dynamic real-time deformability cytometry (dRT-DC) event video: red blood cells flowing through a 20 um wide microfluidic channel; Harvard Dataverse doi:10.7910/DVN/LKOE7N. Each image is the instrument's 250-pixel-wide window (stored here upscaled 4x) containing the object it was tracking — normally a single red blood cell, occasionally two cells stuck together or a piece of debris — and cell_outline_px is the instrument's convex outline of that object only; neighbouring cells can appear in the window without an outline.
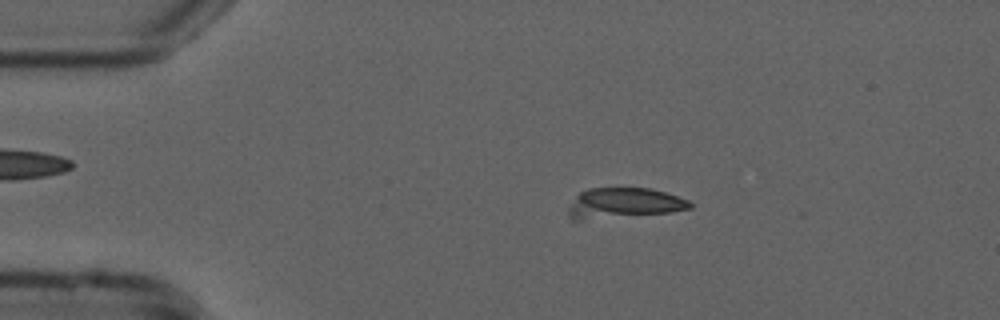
{"species": "common noctule bat (a hibernating species)", "species_latin": "Nyctalus noctula", "temperature_condition": "cold", "stored_images_in_passage": 53, "camera_frame_rate_fps": 3000, "um_per_image_px": 0.085, "animal": {"sex": "male", "forearm_length_mm": 52.5}, "frame": {"image": 1, "passage_image": 9, "time_ms": 2.667, "image_size_px": [1000, 320], "cell_outline_px": [[692, 208], [672, 212], [580, 220], [572, 220], [568, 216], [568, 208], [576, 196], [580, 192], [588, 188], [652, 188], [688, 200], [692, 204]], "centroid_in_image_um": [53.01, 17.27], "position_along_channel_um": 32.0, "area_um2": 21.44}}
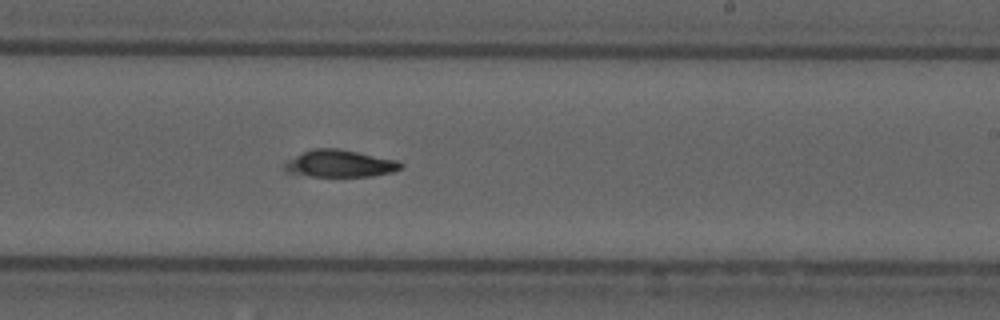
{"frame": {"image": 2, "passage_image": 31, "time_ms": 10.0, "image_size_px": [1000, 320], "cell_outline_px": [[404, 168], [392, 172], [372, 176], [312, 176], [284, 172], [284, 160], [312, 148], [340, 148], [400, 160], [404, 164]], "centroid_in_image_um": [28.9, 13.89], "position_along_channel_um": 260.1, "area_um2": 18.84}}
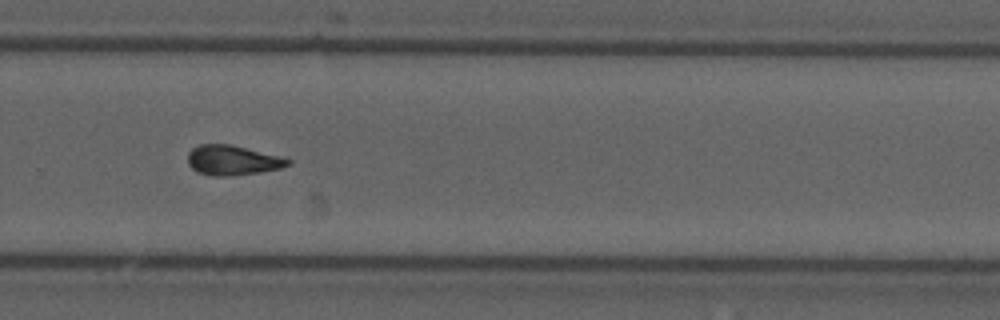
{"frame": {"image": 3, "passage_image": 35, "time_ms": 11.333, "image_size_px": [1000, 320], "cell_outline_px": [[292, 164], [280, 168], [260, 172], [228, 176], [212, 176], [196, 172], [188, 164], [188, 152], [192, 148], [200, 144], [232, 144], [280, 156], [292, 160]], "centroid_in_image_um": [19.76, 13.62], "position_along_channel_um": 310.0, "area_um2": 17.57}}